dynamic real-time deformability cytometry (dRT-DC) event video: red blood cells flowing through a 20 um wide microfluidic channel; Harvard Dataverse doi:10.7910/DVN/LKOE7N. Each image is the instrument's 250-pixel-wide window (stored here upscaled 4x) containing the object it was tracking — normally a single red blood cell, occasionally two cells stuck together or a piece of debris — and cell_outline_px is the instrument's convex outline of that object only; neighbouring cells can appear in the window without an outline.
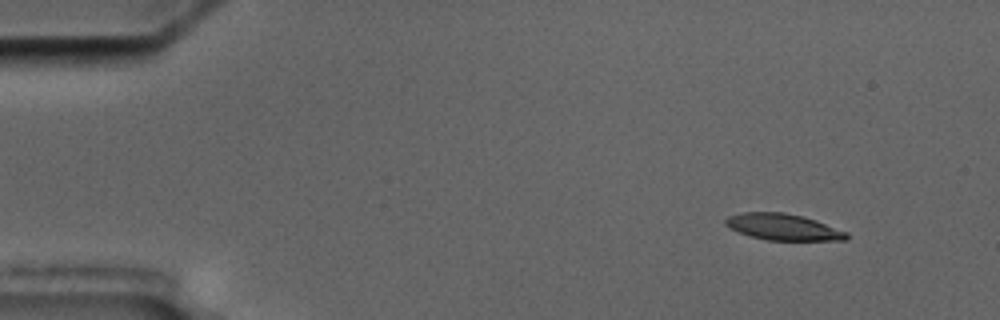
{"species": "common noctule bat (a hibernating species)", "species_latin": "Nyctalus noctula", "temperature_condition": "cold", "stored_images_in_passage": 4, "camera_frame_rate_fps": 3000, "um_per_image_px": 0.085, "animal": {"sex": "male", "body_mass_g": 17.5, "forearm_length_mm": 52.3}, "frame": {"image": 1, "passage_image": 1, "time_ms": 0.0, "image_size_px": [1000, 320], "cell_outline_px": [[848, 240], [768, 240], [748, 236], [724, 224], [724, 220], [728, 216], [740, 212], [784, 212], [816, 220], [848, 232]], "centroid_in_image_um": [66.56, 19.29], "position_along_channel_um": 18.4, "area_um2": 18.55}}
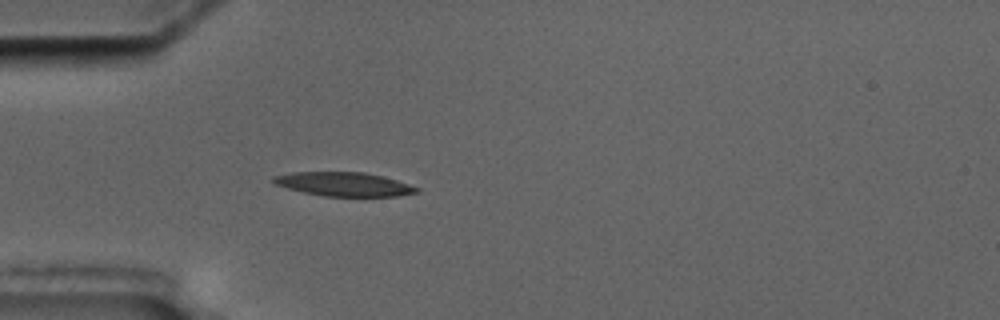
{"frame": {"image": 2, "passage_image": 4, "time_ms": 3.667, "image_size_px": [1000, 320], "cell_outline_px": [[420, 192], [396, 196], [324, 196], [304, 192], [272, 184], [272, 176], [292, 172], [364, 172], [396, 180], [420, 188]], "centroid_in_image_um": [29.2, 15.65], "position_along_channel_um": 55.8, "area_um2": 19.88}}